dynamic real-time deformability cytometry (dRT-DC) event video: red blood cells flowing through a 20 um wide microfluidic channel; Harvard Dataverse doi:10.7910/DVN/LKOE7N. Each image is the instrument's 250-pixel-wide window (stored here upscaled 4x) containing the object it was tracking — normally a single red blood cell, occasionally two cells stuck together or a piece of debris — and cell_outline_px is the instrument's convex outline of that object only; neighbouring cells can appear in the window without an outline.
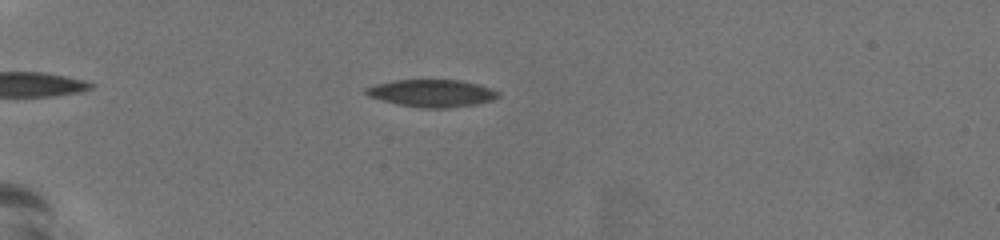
{"species": "common noctule bat (a hibernating species)", "species_latin": "Nyctalus noctula", "temperature_condition": "warm", "stored_images_in_passage": 52, "camera_frame_rate_fps": 3000, "um_per_image_px": 0.085, "animal": {"sex": "female", "body_mass_g": 19.5, "forearm_length_mm": 54.1}, "frame": {"image": 1, "passage_image": 11, "time_ms": 3.333, "image_size_px": [1000, 240], "cell_outline_px": [[500, 96], [492, 100], [476, 104], [448, 108], [420, 108], [400, 104], [368, 96], [364, 92], [364, 88], [376, 84], [396, 80], [460, 80], [476, 84], [500, 92]], "centroid_in_image_um": [36.71, 7.92], "position_along_channel_um": 48.3, "area_um2": 20.87}}
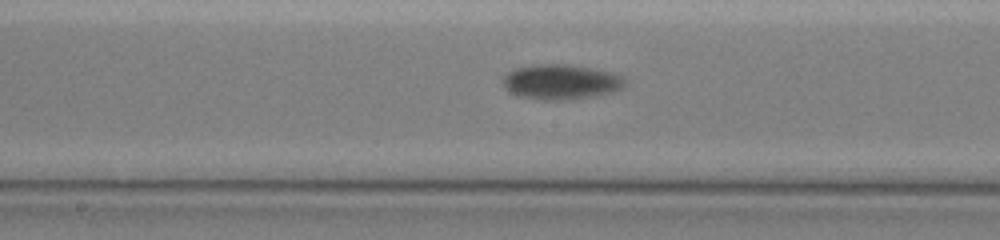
{"frame": {"image": 2, "passage_image": 27, "time_ms": 8.667, "image_size_px": [1000, 240], "cell_outline_px": [[624, 84], [620, 88], [612, 92], [564, 100], [536, 100], [520, 96], [512, 92], [504, 84], [504, 76], [508, 72], [516, 68], [540, 64], [564, 64], [588, 68], [620, 76], [624, 80]], "centroid_in_image_um": [47.61, 6.97], "position_along_channel_um": 200.6, "area_um2": 23.99}}
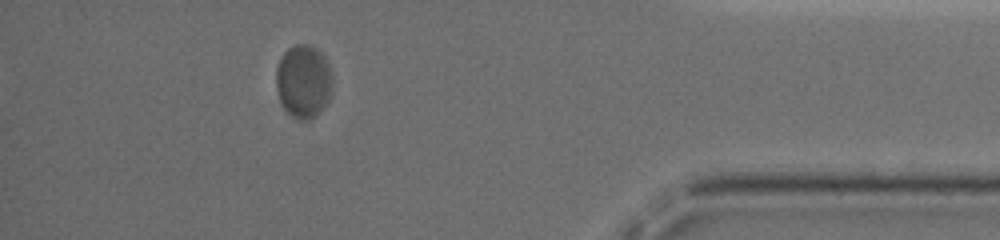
{"frame": {"image": 3, "passage_image": 47, "time_ms": 15.333, "image_size_px": [1000, 240], "cell_outline_px": [[332, 80], [328, 100], [324, 108], [316, 116], [296, 116], [280, 100], [276, 88], [276, 68], [284, 52], [288, 48], [296, 44], [308, 44], [316, 48], [324, 56], [328, 64], [332, 76]], "centroid_in_image_um": [25.81, 6.82], "position_along_channel_um": 409.4, "area_um2": 23.24}, "authors_computed_cell_mechanics": {"area_um2": 22.9755, "velocity_mm_per_s": 3.6367, "shape_relaxation_time_tau1_ms": 2.2046, "shape_relaxation_time_tau2_ms": null, "deformation_change_tau1": 0.0914, "deformation_change_tau2": null}}